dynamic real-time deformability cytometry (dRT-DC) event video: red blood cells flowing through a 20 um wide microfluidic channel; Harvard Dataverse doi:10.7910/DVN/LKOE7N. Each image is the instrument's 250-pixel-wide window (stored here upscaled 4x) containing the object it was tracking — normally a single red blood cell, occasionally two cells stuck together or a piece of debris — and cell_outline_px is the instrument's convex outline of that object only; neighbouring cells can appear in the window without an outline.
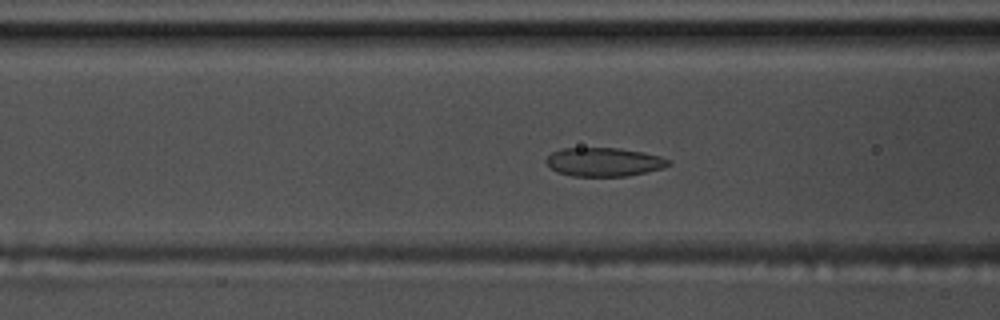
{"species": "common noctule bat (a hibernating species)", "species_latin": "Nyctalus noctula", "temperature_condition": "warm", "stored_images_in_passage": 60, "camera_frame_rate_fps": 3000, "um_per_image_px": 0.085, "animal": {"sex": "male", "body_mass_g": 17.5, "forearm_length_mm": 52.3}, "frame": {"image": 1, "passage_image": 24, "time_ms": 7.667, "image_size_px": [1000, 320], "cell_outline_px": [[672, 164], [664, 168], [628, 176], [572, 176], [556, 172], [544, 160], [552, 152], [560, 148], [620, 148], [644, 152], [660, 156], [672, 160]], "centroid_in_image_um": [51.37, 13.76], "position_along_channel_um": 115.2, "area_um2": 20.69}}
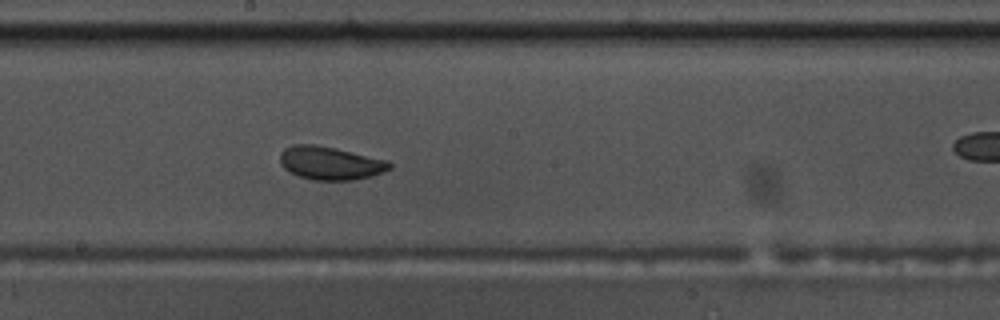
{"frame": {"image": 2, "passage_image": 33, "time_ms": 10.667, "image_size_px": [1000, 320], "cell_outline_px": [[392, 168], [384, 172], [372, 176], [352, 180], [312, 180], [300, 176], [284, 168], [280, 164], [280, 152], [284, 148], [292, 144], [316, 144], [336, 148], [388, 160], [392, 164]], "centroid_in_image_um": [28.08, 13.85], "position_along_channel_um": 220.1, "area_um2": 21.39}}
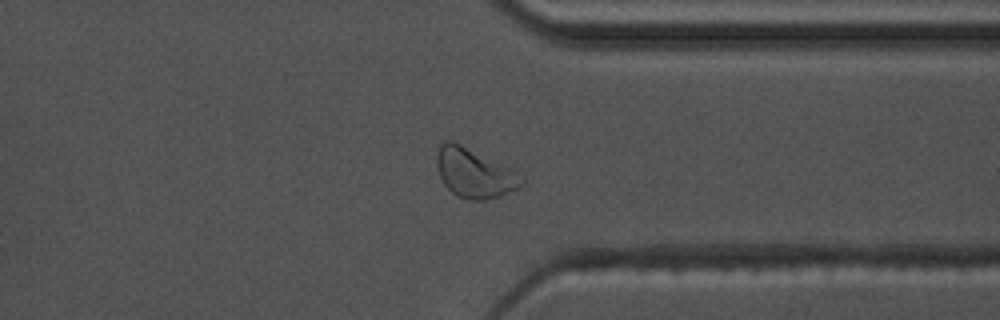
{"frame": {"image": 3, "passage_image": 46, "time_ms": 15.0, "image_size_px": [1000, 320], "cell_outline_px": [[524, 180], [516, 188], [500, 196], [484, 200], [468, 200], [456, 196], [444, 184], [440, 176], [436, 164], [436, 156], [440, 144], [444, 140], [452, 140], [516, 172]], "centroid_in_image_um": [40.24, 14.72], "position_along_channel_um": 371.2, "area_um2": 23.76}, "authors_computed_cell_mechanics": {"area_um2": 22.4842, "velocity_mm_per_s": 3.511, "shape_relaxation_time_tau1_ms": 4.1489, "shape_relaxation_time_tau2_ms": 1.5622, "deformation_change_tau1": 0.1055, "deformation_change_tau2": 0.0626}}